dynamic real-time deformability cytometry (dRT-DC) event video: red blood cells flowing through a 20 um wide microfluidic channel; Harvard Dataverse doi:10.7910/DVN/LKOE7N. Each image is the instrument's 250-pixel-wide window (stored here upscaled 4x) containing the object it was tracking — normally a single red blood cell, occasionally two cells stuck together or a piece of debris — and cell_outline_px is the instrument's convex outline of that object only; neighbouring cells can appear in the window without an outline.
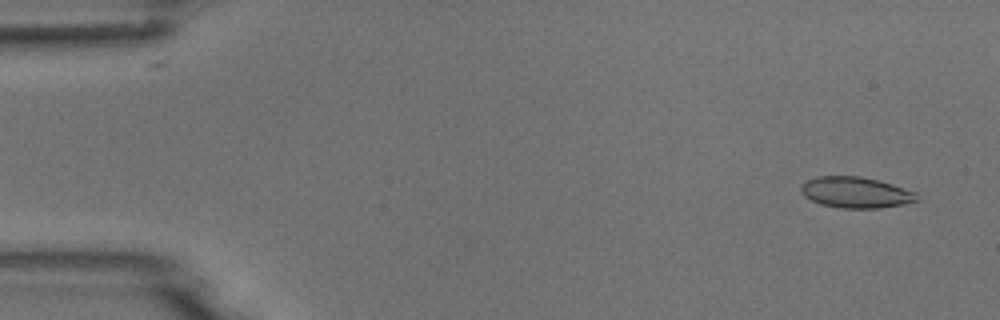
{"species": "common noctule bat (a hibernating species)", "species_latin": "Nyctalus noctula", "temperature_condition": "room temperature", "stored_images_in_passage": 6, "camera_frame_rate_fps": 3000, "um_per_image_px": 0.085, "animal": {"sex": "male", "body_mass_g": 18.8}, "frame": {"image": 1, "passage_image": 1, "time_ms": 0.0, "image_size_px": [1000, 320], "cell_outline_px": [[920, 200], [904, 204], [880, 208], [840, 208], [820, 204], [804, 196], [800, 192], [800, 188], [808, 180], [816, 176], [860, 176], [892, 184], [916, 192]], "centroid_in_image_um": [72.75, 16.36], "position_along_channel_um": 12.3, "area_um2": 20.92}}
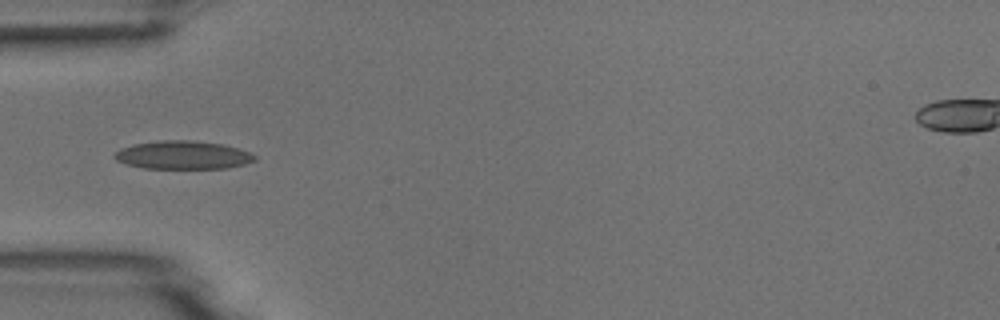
{"frame": {"image": 2, "passage_image": 5, "time_ms": 4.667, "image_size_px": [1000, 320], "cell_outline_px": [[256, 160], [244, 164], [228, 168], [144, 168], [128, 164], [116, 160], [112, 156], [120, 148], [136, 144], [160, 140], [188, 140], [224, 144], [248, 152], [256, 156]], "centroid_in_image_um": [15.54, 13.18], "position_along_channel_um": 69.5, "area_um2": 22.89}}